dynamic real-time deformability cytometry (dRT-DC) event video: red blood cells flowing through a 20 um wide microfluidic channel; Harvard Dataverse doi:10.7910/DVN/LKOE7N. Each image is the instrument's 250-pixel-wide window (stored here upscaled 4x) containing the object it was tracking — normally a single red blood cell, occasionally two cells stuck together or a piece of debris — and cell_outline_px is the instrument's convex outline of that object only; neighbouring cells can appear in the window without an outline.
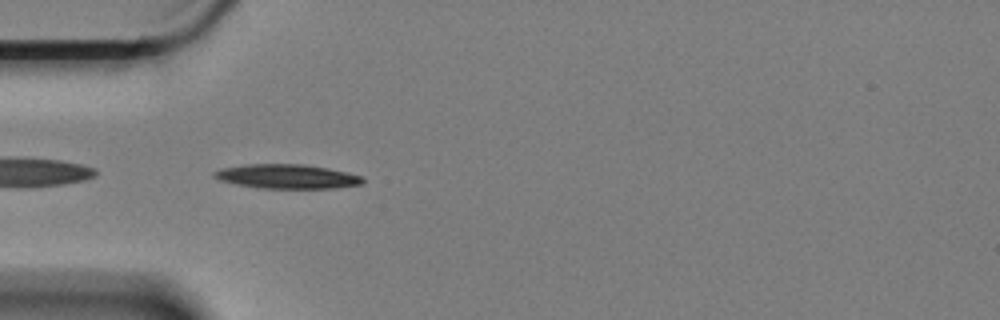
{"species": "Egyptian fruit bat (a non-hibernating species)", "species_latin": "Rousettus aegyptiacus", "temperature_condition": "cold", "stored_images_in_passage": 45, "camera_frame_rate_fps": 3000, "um_per_image_px": 0.085, "animal": {"sex": "female"}, "frame": {"image": 1, "passage_image": 3, "time_ms": 0.667, "image_size_px": [1000, 320], "cell_outline_px": [[364, 180], [360, 184], [336, 188], [260, 188], [236, 184], [220, 180], [212, 176], [212, 172], [224, 168], [244, 164], [304, 164], [328, 168], [348, 172], [360, 176]], "centroid_in_image_um": [24.38, 14.99], "position_along_channel_um": 60.6, "area_um2": 20.92}}
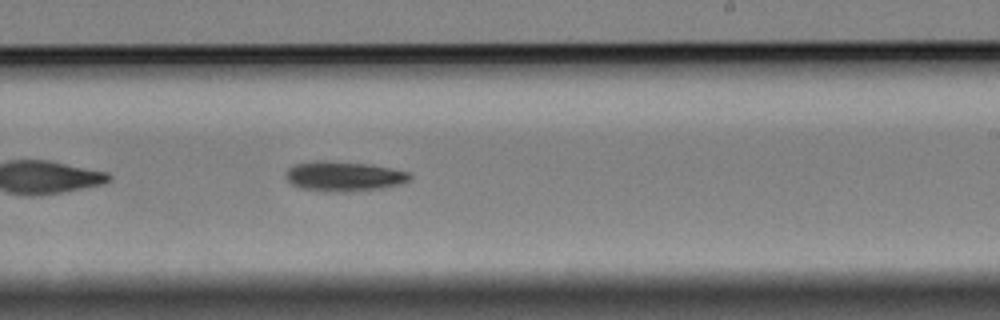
{"frame": {"image": 2, "passage_image": 21, "time_ms": 6.667, "image_size_px": [1000, 320], "cell_outline_px": [[412, 180], [400, 184], [380, 188], [348, 192], [324, 192], [300, 188], [292, 184], [284, 176], [284, 172], [288, 168], [296, 164], [320, 160], [328, 160], [372, 164], [392, 168], [408, 172], [412, 176]], "centroid_in_image_um": [29.22, 14.98], "position_along_channel_um": 259.8, "area_um2": 21.96}}
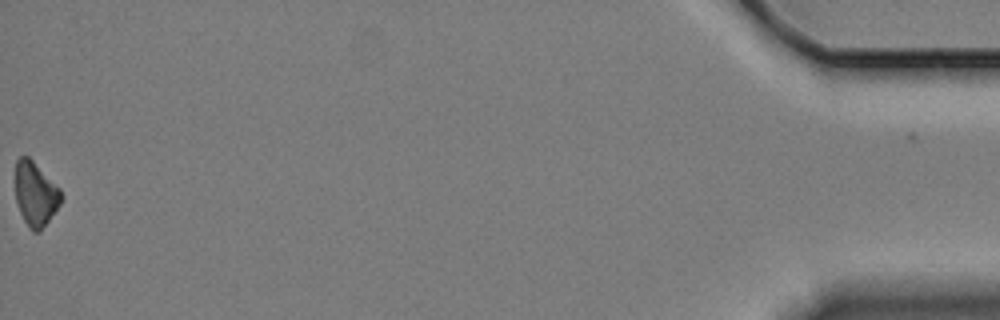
{"frame": {"image": 3, "passage_image": 45, "time_ms": 14.667, "image_size_px": [1000, 320], "cell_outline_px": [[60, 204], [40, 232], [32, 232], [28, 228], [20, 212], [16, 200], [16, 160], [20, 156], [28, 156], [60, 188]], "centroid_in_image_um": [3.0, 16.5], "position_along_channel_um": 432.2, "area_um2": 16.88}, "authors_computed_cell_mechanics": {"area_um2": 20.23, "velocity_mm_per_s": 3.3544, "shape_relaxation_time_tau1_ms": 3.0748, "shape_relaxation_time_tau2_ms": null, "deformation_change_tau1": 0.1004, "deformation_change_tau2": null}}